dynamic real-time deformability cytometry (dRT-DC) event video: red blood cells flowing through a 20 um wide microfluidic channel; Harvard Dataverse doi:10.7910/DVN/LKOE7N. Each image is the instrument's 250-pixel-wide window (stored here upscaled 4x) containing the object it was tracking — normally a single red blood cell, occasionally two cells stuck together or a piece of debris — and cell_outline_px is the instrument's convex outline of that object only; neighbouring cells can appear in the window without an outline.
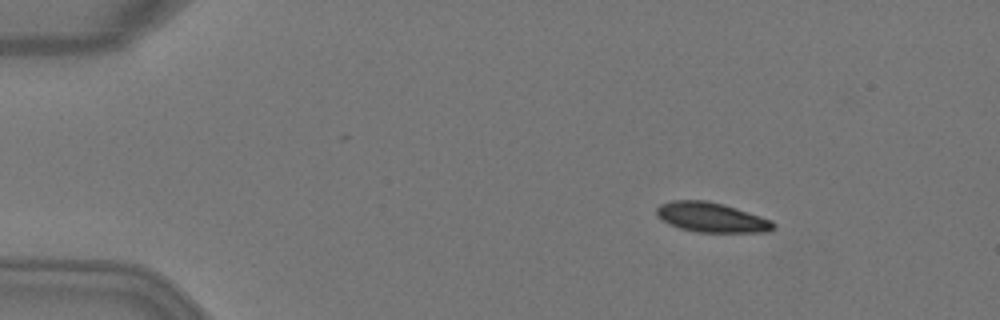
{"species": "Egyptian fruit bat (a non-hibernating species)", "species_latin": "Rousettus aegyptiacus", "temperature_condition": "warm", "stored_images_in_passage": 3, "camera_frame_rate_fps": 3000, "um_per_image_px": 0.085, "animal": {"sex": "female"}, "frame": {"image": 1, "passage_image": 1, "time_ms": 0.0, "image_size_px": [1000, 320], "cell_outline_px": [[776, 228], [768, 232], [696, 232], [680, 228], [668, 224], [656, 216], [656, 208], [660, 204], [672, 200], [708, 200], [724, 204], [772, 220], [776, 224]], "centroid_in_image_um": [60.47, 18.47], "position_along_channel_um": 24.5, "area_um2": 20.46}}